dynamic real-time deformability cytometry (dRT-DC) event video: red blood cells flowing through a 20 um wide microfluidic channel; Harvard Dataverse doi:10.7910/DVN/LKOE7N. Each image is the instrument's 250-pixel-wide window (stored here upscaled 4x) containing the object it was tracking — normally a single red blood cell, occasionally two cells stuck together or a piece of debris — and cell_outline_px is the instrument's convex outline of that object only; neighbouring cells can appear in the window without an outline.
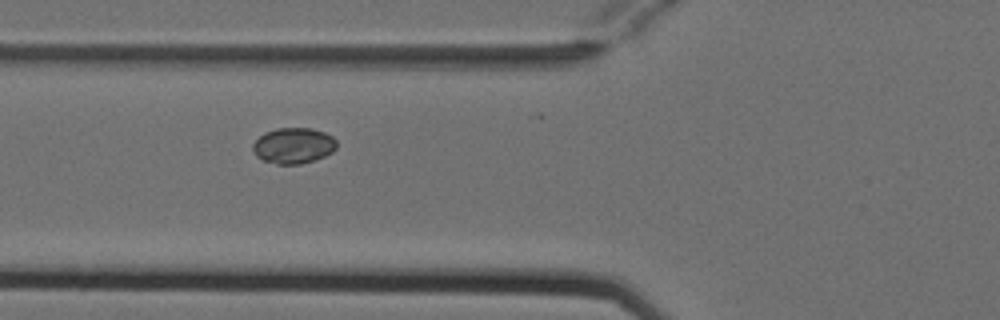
{"species": "Egyptian fruit bat (a non-hibernating species)", "species_latin": "Rousettus aegyptiacus", "temperature_condition": "cold", "stored_images_in_passage": 5, "camera_frame_rate_fps": 3000, "um_per_image_px": 0.085, "animal": {"sex": "female"}, "frame": {"image": 1, "passage_image": 3, "time_ms": 0.667, "image_size_px": [1000, 320], "cell_outline_px": [[336, 148], [332, 152], [316, 160], [300, 164], [276, 164], [264, 160], [256, 156], [252, 148], [252, 144], [264, 132], [276, 128], [312, 128], [324, 132], [332, 136], [336, 140]], "centroid_in_image_um": [24.94, 12.37], "position_along_channel_um": 100.9, "area_um2": 17.57}}
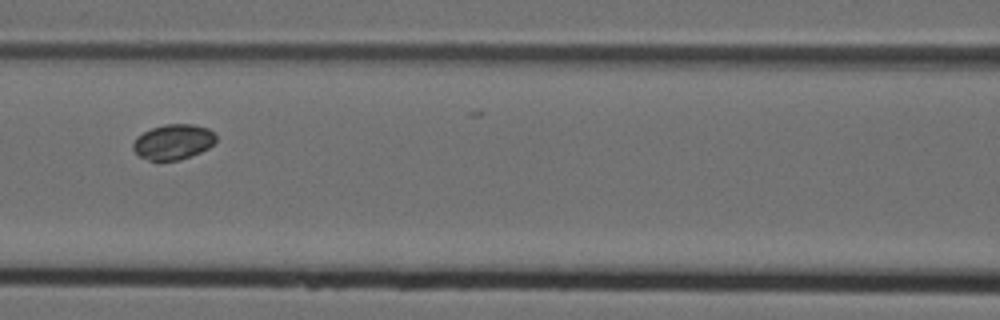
{"frame": {"image": 2, "passage_image": 4, "time_ms": 1.0, "image_size_px": [1000, 320], "cell_outline_px": [[216, 140], [208, 148], [200, 152], [180, 160], [148, 160], [140, 156], [132, 148], [132, 144], [136, 136], [152, 128], [164, 124], [192, 124], [208, 128], [216, 136]], "centroid_in_image_um": [14.71, 12.05], "position_along_channel_um": 151.9, "area_um2": 16.94}}
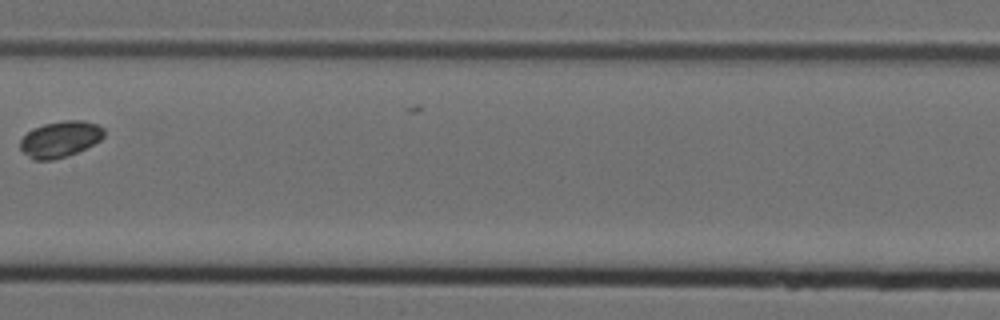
{"frame": {"image": 3, "passage_image": 5, "time_ms": 1.333, "image_size_px": [1000, 320], "cell_outline_px": [[104, 136], [100, 140], [68, 156], [52, 160], [32, 160], [20, 148], [20, 140], [32, 128], [44, 124], [64, 120], [84, 120], [96, 124], [104, 128]], "centroid_in_image_um": [5.1, 11.82], "position_along_channel_um": 202.3, "area_um2": 17.57}}